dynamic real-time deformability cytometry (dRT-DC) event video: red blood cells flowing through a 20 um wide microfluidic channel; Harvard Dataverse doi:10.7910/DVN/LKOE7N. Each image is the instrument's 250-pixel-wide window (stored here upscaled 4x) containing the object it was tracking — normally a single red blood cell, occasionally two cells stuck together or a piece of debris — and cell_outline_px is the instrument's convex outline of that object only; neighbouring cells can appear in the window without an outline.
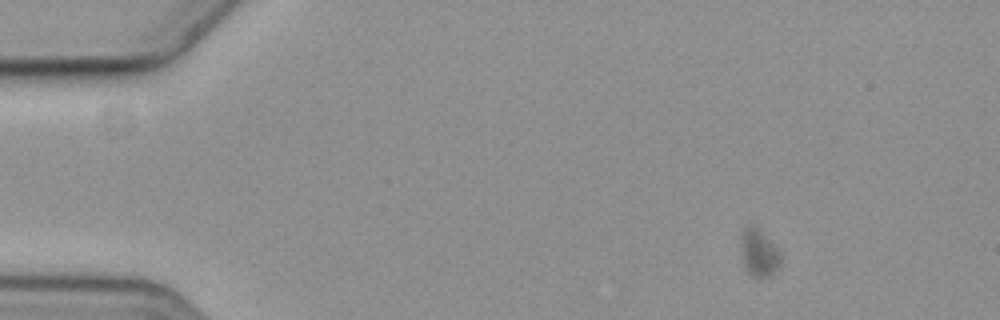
{"species": "common noctule bat (a hibernating species)", "species_latin": "Nyctalus noctula", "temperature_condition": "cold", "stored_images_in_passage": 5, "camera_frame_rate_fps": 3000, "um_per_image_px": 0.085, "animal": {"sex": "female", "body_mass_g": 19.3, "forearm_length_mm": 54.1}, "frame": {"image": 1, "passage_image": 1, "time_ms": 0.0, "image_size_px": [1000, 320], "cell_outline_px": [[784, 256], [780, 264], [768, 276], [752, 276], [744, 268], [740, 244], [740, 232], [748, 224], [752, 224], [776, 244]], "centroid_in_image_um": [64.51, 21.43], "position_along_channel_um": 20.5, "area_um2": 11.27}}